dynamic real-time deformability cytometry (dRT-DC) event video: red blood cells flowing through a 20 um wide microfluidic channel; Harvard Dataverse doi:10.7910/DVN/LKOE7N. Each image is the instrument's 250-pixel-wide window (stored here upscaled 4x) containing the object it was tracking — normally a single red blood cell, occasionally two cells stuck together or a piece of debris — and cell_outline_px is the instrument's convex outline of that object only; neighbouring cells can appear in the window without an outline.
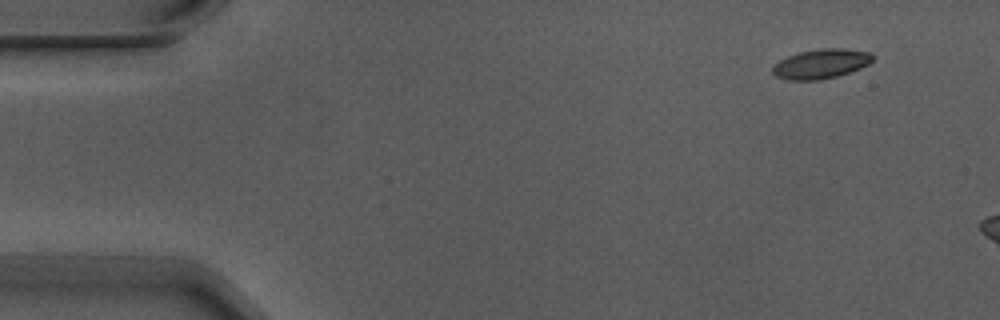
{"species": "Egyptian fruit bat (a non-hibernating species)", "species_latin": "Rousettus aegyptiacus", "temperature_condition": "warm", "stored_images_in_passage": 3, "camera_frame_rate_fps": 3000, "um_per_image_px": 0.085, "animal": {"sex": "male"}, "frame": {"image": 1, "passage_image": 1, "time_ms": 0.0, "image_size_px": [1000, 320], "cell_outline_px": [[872, 60], [868, 64], [860, 68], [836, 76], [820, 80], [788, 80], [776, 76], [772, 72], [772, 64], [788, 56], [800, 52], [820, 48], [840, 48], [868, 52], [872, 56]], "centroid_in_image_um": [69.73, 5.43], "position_along_channel_um": 15.3, "area_um2": 17.05}}